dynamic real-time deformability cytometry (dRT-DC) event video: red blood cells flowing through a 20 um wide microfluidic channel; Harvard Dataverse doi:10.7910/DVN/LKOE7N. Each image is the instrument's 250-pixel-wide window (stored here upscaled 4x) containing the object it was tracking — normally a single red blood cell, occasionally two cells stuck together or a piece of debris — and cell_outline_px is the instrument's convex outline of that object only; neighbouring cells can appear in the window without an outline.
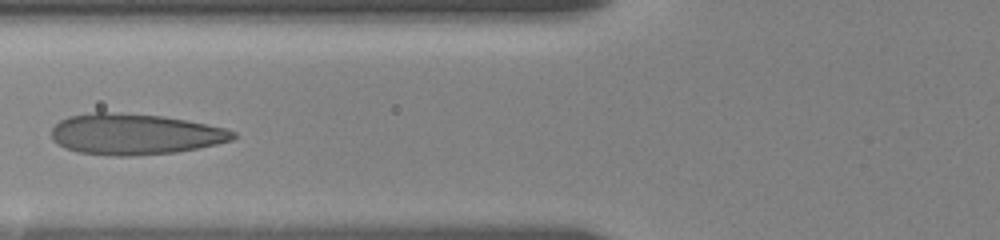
{"species": "human", "species_latin": "Homo sapiens", "temperature_condition": "room temperature", "stored_images_in_passage": 7, "camera_frame_rate_fps": 3000, "um_per_image_px": 0.085, "donor": {"sex": "female"}, "frame": {"image": 1, "passage_image": 6, "time_ms": 3.667, "image_size_px": [1000, 240], "cell_outline_px": [[236, 136], [232, 140], [216, 144], [176, 152], [132, 156], [112, 156], [76, 152], [64, 148], [52, 140], [52, 128], [60, 120], [68, 116], [92, 112], [120, 112], [164, 116], [224, 128], [236, 132]], "centroid_in_image_um": [11.41, 11.4], "position_along_channel_um": 114.4, "area_um2": 43.41}}